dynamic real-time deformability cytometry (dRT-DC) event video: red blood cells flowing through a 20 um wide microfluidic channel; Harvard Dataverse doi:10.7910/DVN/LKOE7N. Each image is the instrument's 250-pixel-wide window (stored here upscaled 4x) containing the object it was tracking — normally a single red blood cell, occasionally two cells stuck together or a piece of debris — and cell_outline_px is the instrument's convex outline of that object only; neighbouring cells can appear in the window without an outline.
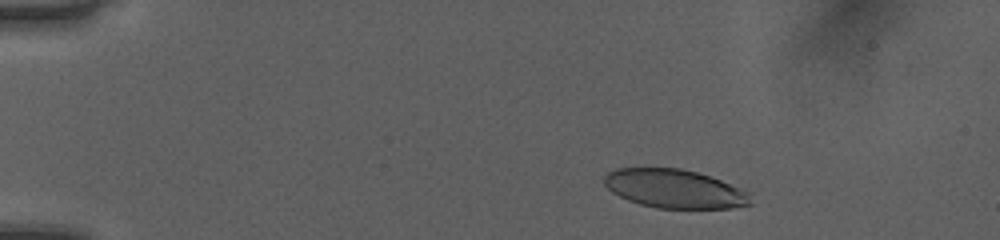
{"species": "human", "species_latin": "Homo sapiens", "temperature_condition": "room temperature", "stored_images_in_passage": 48, "camera_frame_rate_fps": 3000, "um_per_image_px": 0.085, "donor": {"sex": "female"}, "frame": {"image": 1, "passage_image": 6, "time_ms": 1.667, "image_size_px": [1000, 240], "cell_outline_px": [[752, 204], [732, 208], [656, 208], [640, 204], [628, 200], [612, 192], [604, 184], [604, 176], [608, 172], [616, 168], [680, 168], [696, 172], [720, 180], [752, 192]], "centroid_in_image_um": [57.37, 16.05], "position_along_channel_um": 27.6, "area_um2": 33.12}}
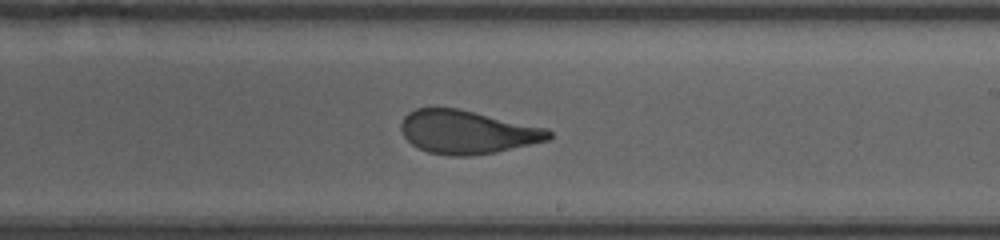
{"frame": {"image": 2, "passage_image": 29, "time_ms": 9.333, "image_size_px": [1000, 240], "cell_outline_px": [[552, 136], [548, 140], [496, 152], [468, 156], [448, 156], [428, 152], [412, 144], [404, 136], [400, 128], [400, 124], [404, 116], [408, 112], [416, 108], [456, 108], [548, 128], [552, 132]], "centroid_in_image_um": [39.7, 11.22], "position_along_channel_um": 249.3, "area_um2": 37.28}}
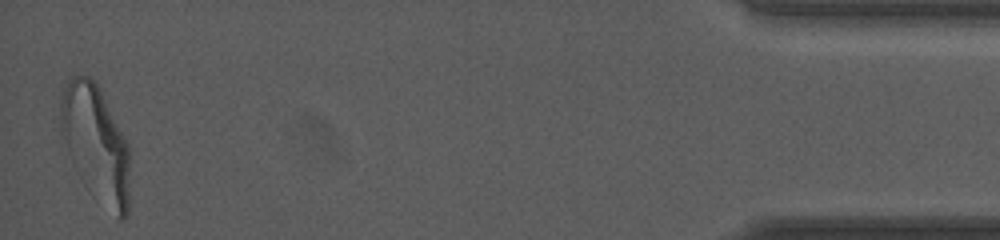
{"frame": {"image": 3, "passage_image": 48, "time_ms": 15.667, "image_size_px": [1000, 240], "cell_outline_px": [[128, 216], [124, 220], [120, 220], [60, 144], [60, 84], [72, 76], [92, 76], [100, 88], [128, 144]], "centroid_in_image_um": [8.08, 11.96], "position_along_channel_um": 427.1, "area_um2": 45.43}, "authors_computed_cell_mechanics": {"area_um2": 38.0035, "velocity_mm_per_s": 4.0521, "shape_relaxation_time_tau1_ms": 6.2747, "shape_relaxation_time_tau2_ms": 0.731, "deformation_change_tau1": 0.247, "deformation_change_tau2": 0.0723}}